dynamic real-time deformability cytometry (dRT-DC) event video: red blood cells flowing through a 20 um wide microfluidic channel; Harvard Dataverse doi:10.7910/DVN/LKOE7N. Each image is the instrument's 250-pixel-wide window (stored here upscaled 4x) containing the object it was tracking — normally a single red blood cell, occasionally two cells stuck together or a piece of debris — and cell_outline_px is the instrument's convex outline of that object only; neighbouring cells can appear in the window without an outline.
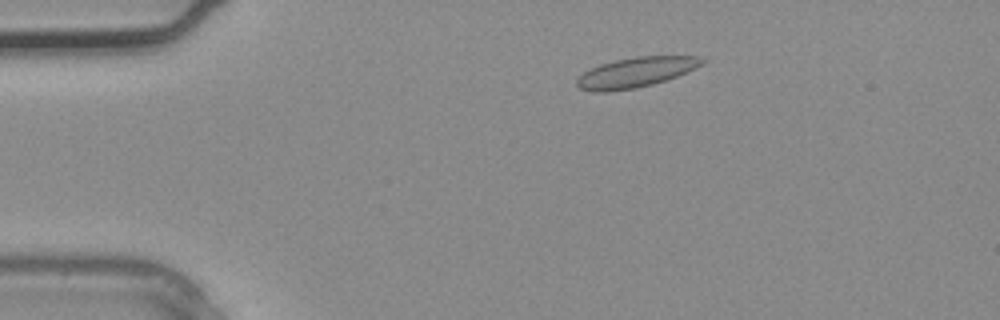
{"species": "common noctule bat (a hibernating species)", "species_latin": "Nyctalus noctula", "temperature_condition": "warm", "stored_images_in_passage": 2, "camera_frame_rate_fps": 3000, "um_per_image_px": 0.085, "animal": {"sex": "male", "body_mass_g": 20.4}, "frame": {"image": 1, "passage_image": 2, "time_ms": 0.333, "image_size_px": [1000, 320], "cell_outline_px": [[708, 60], [704, 64], [688, 72], [652, 84], [636, 88], [608, 92], [592, 92], [580, 88], [576, 84], [576, 80], [584, 72], [600, 64], [616, 60], [636, 56], [700, 56]], "centroid_in_image_um": [54.08, 6.15], "position_along_channel_um": 30.9, "area_um2": 21.96}}